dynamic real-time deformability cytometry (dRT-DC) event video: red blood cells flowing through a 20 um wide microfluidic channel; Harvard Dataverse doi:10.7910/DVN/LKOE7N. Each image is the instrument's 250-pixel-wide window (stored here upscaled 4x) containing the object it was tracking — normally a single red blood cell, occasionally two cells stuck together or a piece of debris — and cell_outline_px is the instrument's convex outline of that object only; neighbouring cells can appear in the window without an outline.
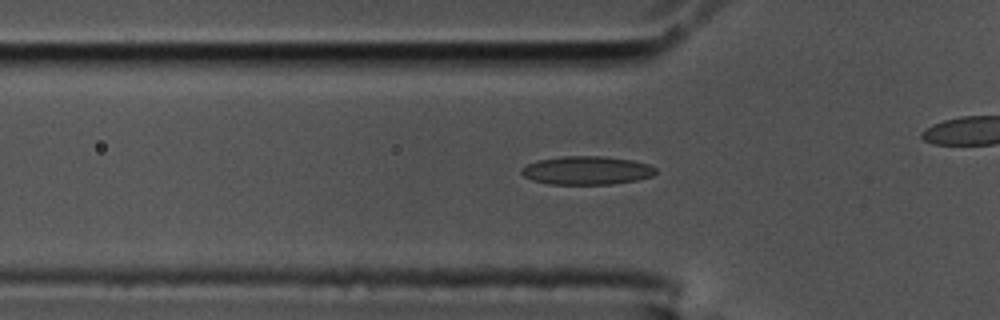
{"species": "common noctule bat (a hibernating species)", "species_latin": "Nyctalus noctula", "temperature_condition": "cold", "stored_images_in_passage": 43, "camera_frame_rate_fps": 3000, "um_per_image_px": 0.085, "animal": {"sex": "male", "body_mass_g": 17.5, "forearm_length_mm": 52.3}, "frame": {"image": 1, "passage_image": 17, "time_ms": 5.333, "image_size_px": [1000, 320], "cell_outline_px": [[656, 172], [652, 176], [636, 180], [612, 184], [548, 184], [532, 180], [524, 176], [520, 172], [520, 168], [536, 160], [564, 156], [600, 156], [632, 160], [648, 164], [656, 168]], "centroid_in_image_um": [49.84, 14.48], "position_along_channel_um": 76.0, "area_um2": 22.25}}
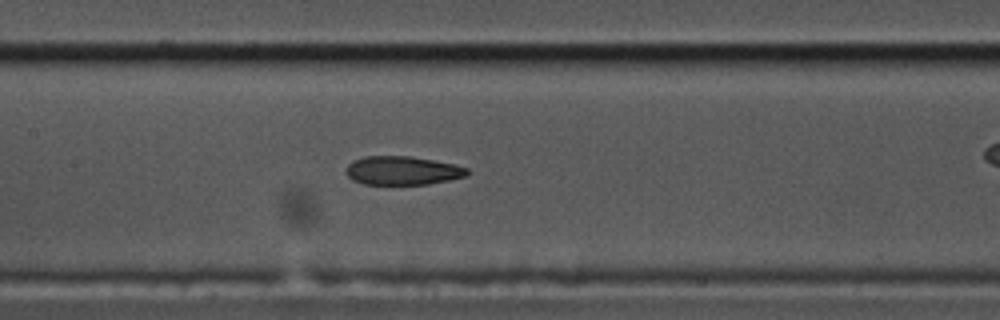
{"frame": {"image": 2, "passage_image": 25, "time_ms": 8.0, "image_size_px": [1000, 320], "cell_outline_px": [[468, 172], [464, 176], [448, 180], [428, 184], [364, 184], [352, 180], [348, 176], [348, 164], [352, 160], [364, 156], [408, 156], [456, 164], [468, 168]], "centroid_in_image_um": [34.2, 14.49], "position_along_channel_um": 173.2, "area_um2": 20.06}}
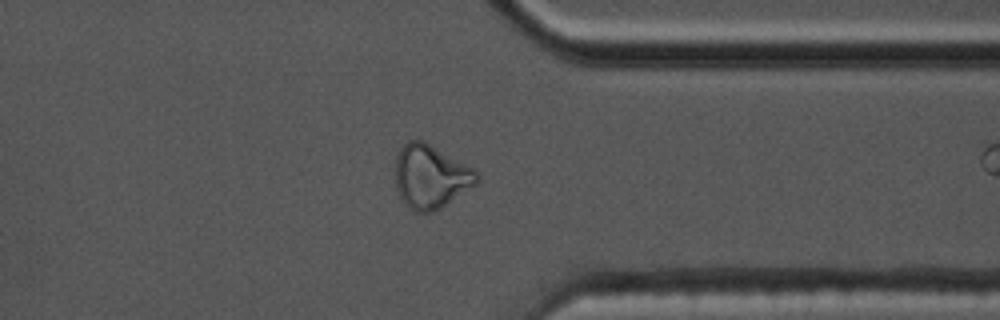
{"frame": {"image": 3, "passage_image": 42, "time_ms": 13.667, "image_size_px": [1000, 320], "cell_outline_px": [[480, 180], [476, 184], [440, 208], [432, 212], [416, 212], [408, 208], [404, 204], [396, 188], [396, 156], [400, 148], [408, 140], [424, 140], [472, 168], [480, 176]], "centroid_in_image_um": [36.59, 15.01], "position_along_channel_um": 374.8, "area_um2": 30.06}}